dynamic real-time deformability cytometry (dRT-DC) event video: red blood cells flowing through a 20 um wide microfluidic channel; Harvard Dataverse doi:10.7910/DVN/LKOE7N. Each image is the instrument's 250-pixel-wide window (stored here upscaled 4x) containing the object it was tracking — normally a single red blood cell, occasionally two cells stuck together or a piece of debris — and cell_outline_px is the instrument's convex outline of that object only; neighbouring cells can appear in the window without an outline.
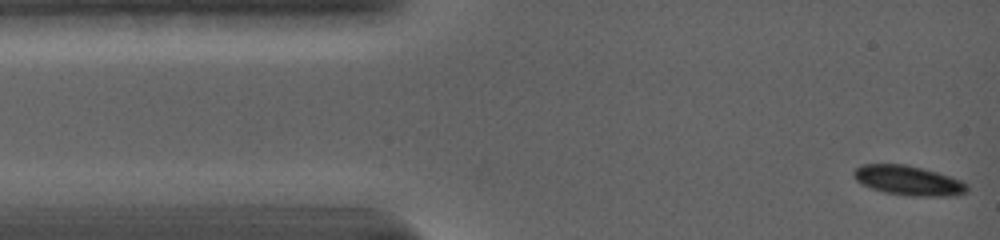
{"species": "common noctule bat (a hibernating species)", "species_latin": "Nyctalus noctula", "temperature_condition": "warm", "stored_images_in_passage": 10, "camera_frame_rate_fps": 5000, "um_per_image_px": 0.085, "animal": {"sex": "female", "body_mass_g": 19.0, "forearm_length_mm": 56.7}, "frame": {"image": 1, "passage_image": 1, "time_ms": 0.0, "image_size_px": [1000, 240], "cell_outline_px": [[968, 192], [952, 196], [904, 196], [884, 192], [860, 184], [852, 176], [852, 172], [856, 168], [864, 164], [904, 164], [936, 172], [960, 180], [968, 184]], "centroid_in_image_um": [77.19, 15.36], "position_along_channel_um": 7.8, "area_um2": 19.65}}
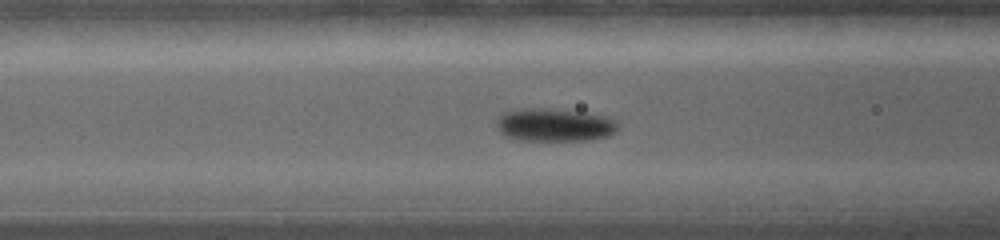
{"frame": {"image": 2, "passage_image": 8, "time_ms": 4.8, "image_size_px": [1000, 240], "cell_outline_px": [[620, 124], [616, 132], [608, 136], [588, 140], [520, 140], [504, 136], [496, 128], [496, 116], [504, 112], [520, 108], [544, 108], [584, 112], [604, 116]], "centroid_in_image_um": [47.08, 10.61], "position_along_channel_um": 119.5, "area_um2": 23.58}}
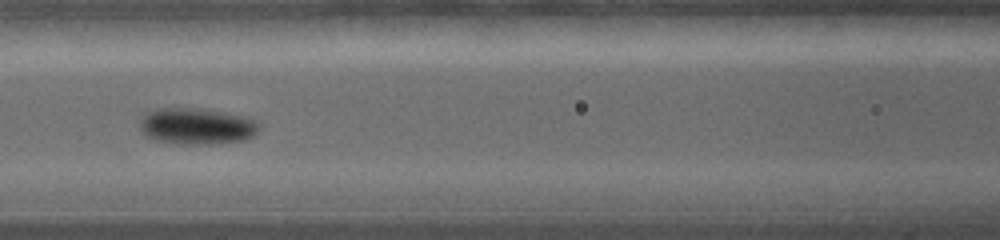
{"frame": {"image": 3, "passage_image": 9, "time_ms": 5.6, "image_size_px": [1000, 240], "cell_outline_px": [[260, 128], [252, 136], [244, 140], [216, 144], [180, 144], [156, 140], [144, 136], [140, 128], [140, 116], [148, 112], [160, 108], [196, 108], [240, 116], [256, 120], [260, 124]], "centroid_in_image_um": [16.68, 10.74], "position_along_channel_um": 149.9, "area_um2": 25.2}}